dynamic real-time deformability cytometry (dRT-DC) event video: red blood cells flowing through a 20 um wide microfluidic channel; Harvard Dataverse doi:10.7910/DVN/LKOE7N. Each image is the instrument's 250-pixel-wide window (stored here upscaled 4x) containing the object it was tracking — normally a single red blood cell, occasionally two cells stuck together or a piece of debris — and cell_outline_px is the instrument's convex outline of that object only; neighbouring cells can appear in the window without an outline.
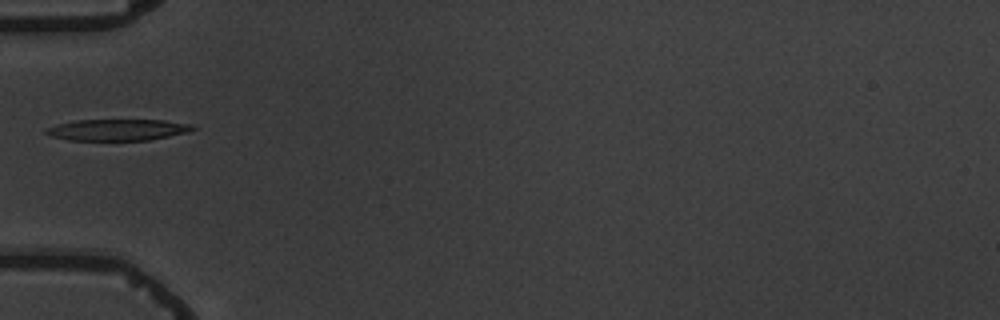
{"species": "common noctule bat (a hibernating species)", "species_latin": "Nyctalus noctula", "temperature_condition": "warm", "stored_images_in_passage": 5, "camera_frame_rate_fps": 3000, "um_per_image_px": 0.085, "animal": {"sex": "male", "body_mass_g": 19.5, "forearm_length_mm": 54.6}, "frame": {"image": 1, "passage_image": 5, "time_ms": 4.667, "image_size_px": [1000, 320], "cell_outline_px": [[196, 128], [188, 132], [148, 140], [68, 140], [52, 136], [44, 132], [44, 128], [56, 124], [76, 120], [164, 120], [192, 124]], "centroid_in_image_um": [9.97, 11.03], "position_along_channel_um": 75.0, "area_um2": 18.26}}